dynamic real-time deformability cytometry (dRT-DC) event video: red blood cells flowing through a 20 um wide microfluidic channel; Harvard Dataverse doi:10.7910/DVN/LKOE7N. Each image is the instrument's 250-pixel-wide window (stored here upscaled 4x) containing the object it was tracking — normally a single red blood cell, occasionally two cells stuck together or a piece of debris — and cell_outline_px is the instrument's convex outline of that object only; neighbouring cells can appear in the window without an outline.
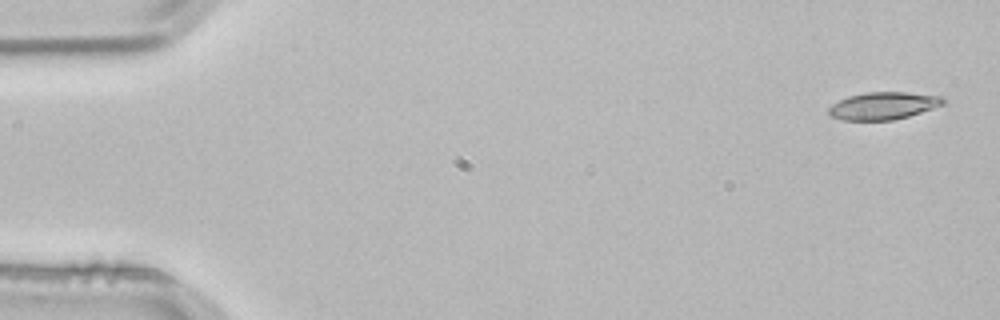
{"species": "common noctule bat (a hibernating species)", "species_latin": "Nyctalus noctula", "temperature_condition": "room temperature", "stored_images_in_passage": 4, "camera_frame_rate_fps": 3000, "um_per_image_px": 0.085, "animal": {"sex": "male", "body_mass_g": 21.5, "forearm_length_mm": 52.0}, "frame": {"image": 1, "passage_image": 1, "time_ms": 0.0, "image_size_px": [1000, 320], "cell_outline_px": [[948, 100], [944, 104], [908, 116], [892, 120], [844, 120], [832, 116], [828, 112], [828, 108], [832, 104], [848, 96], [868, 92], [904, 92], [944, 96]], "centroid_in_image_um": [75.11, 8.98], "position_along_channel_um": 9.9, "area_um2": 18.21}}